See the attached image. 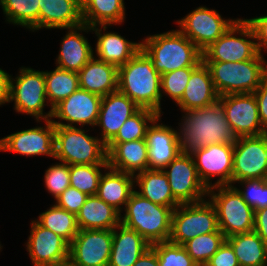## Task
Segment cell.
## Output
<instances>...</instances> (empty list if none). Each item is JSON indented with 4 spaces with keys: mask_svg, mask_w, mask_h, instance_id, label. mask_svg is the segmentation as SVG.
I'll use <instances>...</instances> for the list:
<instances>
[{
    "mask_svg": "<svg viewBox=\"0 0 267 266\" xmlns=\"http://www.w3.org/2000/svg\"><path fill=\"white\" fill-rule=\"evenodd\" d=\"M178 123L181 153L192 154L211 144H234L237 140L219 101L183 112Z\"/></svg>",
    "mask_w": 267,
    "mask_h": 266,
    "instance_id": "cell-1",
    "label": "cell"
},
{
    "mask_svg": "<svg viewBox=\"0 0 267 266\" xmlns=\"http://www.w3.org/2000/svg\"><path fill=\"white\" fill-rule=\"evenodd\" d=\"M118 91L140 108L163 115L161 107V74L152 60L140 49L129 61L118 67Z\"/></svg>",
    "mask_w": 267,
    "mask_h": 266,
    "instance_id": "cell-2",
    "label": "cell"
},
{
    "mask_svg": "<svg viewBox=\"0 0 267 266\" xmlns=\"http://www.w3.org/2000/svg\"><path fill=\"white\" fill-rule=\"evenodd\" d=\"M141 41V49L161 75L185 67H197L202 62V51L179 29L147 35Z\"/></svg>",
    "mask_w": 267,
    "mask_h": 266,
    "instance_id": "cell-3",
    "label": "cell"
},
{
    "mask_svg": "<svg viewBox=\"0 0 267 266\" xmlns=\"http://www.w3.org/2000/svg\"><path fill=\"white\" fill-rule=\"evenodd\" d=\"M174 208L151 202L135 192L121 214V224L137 231L147 242H166L170 238Z\"/></svg>",
    "mask_w": 267,
    "mask_h": 266,
    "instance_id": "cell-4",
    "label": "cell"
},
{
    "mask_svg": "<svg viewBox=\"0 0 267 266\" xmlns=\"http://www.w3.org/2000/svg\"><path fill=\"white\" fill-rule=\"evenodd\" d=\"M219 96L253 93L267 77V60L261 54L240 62L203 61Z\"/></svg>",
    "mask_w": 267,
    "mask_h": 266,
    "instance_id": "cell-5",
    "label": "cell"
},
{
    "mask_svg": "<svg viewBox=\"0 0 267 266\" xmlns=\"http://www.w3.org/2000/svg\"><path fill=\"white\" fill-rule=\"evenodd\" d=\"M84 127L55 126V159L68 165L108 164L106 144Z\"/></svg>",
    "mask_w": 267,
    "mask_h": 266,
    "instance_id": "cell-6",
    "label": "cell"
},
{
    "mask_svg": "<svg viewBox=\"0 0 267 266\" xmlns=\"http://www.w3.org/2000/svg\"><path fill=\"white\" fill-rule=\"evenodd\" d=\"M10 76L9 103L18 114L34 117L36 123L51 119L53 108L48 105L44 71L29 67L19 68L18 75ZM45 106H49L47 113Z\"/></svg>",
    "mask_w": 267,
    "mask_h": 266,
    "instance_id": "cell-7",
    "label": "cell"
},
{
    "mask_svg": "<svg viewBox=\"0 0 267 266\" xmlns=\"http://www.w3.org/2000/svg\"><path fill=\"white\" fill-rule=\"evenodd\" d=\"M207 198L215 206L219 229L225 238L254 230L255 211L233 185L211 187Z\"/></svg>",
    "mask_w": 267,
    "mask_h": 266,
    "instance_id": "cell-8",
    "label": "cell"
},
{
    "mask_svg": "<svg viewBox=\"0 0 267 266\" xmlns=\"http://www.w3.org/2000/svg\"><path fill=\"white\" fill-rule=\"evenodd\" d=\"M222 232L215 206L207 198L201 202L180 204L172 214L169 242L184 245L201 234Z\"/></svg>",
    "mask_w": 267,
    "mask_h": 266,
    "instance_id": "cell-9",
    "label": "cell"
},
{
    "mask_svg": "<svg viewBox=\"0 0 267 266\" xmlns=\"http://www.w3.org/2000/svg\"><path fill=\"white\" fill-rule=\"evenodd\" d=\"M258 54L253 29L239 18L221 37L202 51V61L240 62Z\"/></svg>",
    "mask_w": 267,
    "mask_h": 266,
    "instance_id": "cell-10",
    "label": "cell"
},
{
    "mask_svg": "<svg viewBox=\"0 0 267 266\" xmlns=\"http://www.w3.org/2000/svg\"><path fill=\"white\" fill-rule=\"evenodd\" d=\"M238 19L223 18L215 9L200 6L176 22L179 30L203 51L221 37Z\"/></svg>",
    "mask_w": 267,
    "mask_h": 266,
    "instance_id": "cell-11",
    "label": "cell"
},
{
    "mask_svg": "<svg viewBox=\"0 0 267 266\" xmlns=\"http://www.w3.org/2000/svg\"><path fill=\"white\" fill-rule=\"evenodd\" d=\"M267 174V133L239 137L233 144L232 185L250 179H265Z\"/></svg>",
    "mask_w": 267,
    "mask_h": 266,
    "instance_id": "cell-12",
    "label": "cell"
},
{
    "mask_svg": "<svg viewBox=\"0 0 267 266\" xmlns=\"http://www.w3.org/2000/svg\"><path fill=\"white\" fill-rule=\"evenodd\" d=\"M113 229H80L69 244L72 266H108Z\"/></svg>",
    "mask_w": 267,
    "mask_h": 266,
    "instance_id": "cell-13",
    "label": "cell"
},
{
    "mask_svg": "<svg viewBox=\"0 0 267 266\" xmlns=\"http://www.w3.org/2000/svg\"><path fill=\"white\" fill-rule=\"evenodd\" d=\"M163 171L167 175L174 198L180 204L207 199L208 188L199 178L191 154L180 153Z\"/></svg>",
    "mask_w": 267,
    "mask_h": 266,
    "instance_id": "cell-14",
    "label": "cell"
},
{
    "mask_svg": "<svg viewBox=\"0 0 267 266\" xmlns=\"http://www.w3.org/2000/svg\"><path fill=\"white\" fill-rule=\"evenodd\" d=\"M102 97L78 88L53 107L51 121L55 126H96ZM53 118L58 119L57 121ZM64 121V122H63Z\"/></svg>",
    "mask_w": 267,
    "mask_h": 266,
    "instance_id": "cell-15",
    "label": "cell"
},
{
    "mask_svg": "<svg viewBox=\"0 0 267 266\" xmlns=\"http://www.w3.org/2000/svg\"><path fill=\"white\" fill-rule=\"evenodd\" d=\"M45 126L21 130L0 139V151L15 152L22 156H48L55 159V125L51 119Z\"/></svg>",
    "mask_w": 267,
    "mask_h": 266,
    "instance_id": "cell-16",
    "label": "cell"
},
{
    "mask_svg": "<svg viewBox=\"0 0 267 266\" xmlns=\"http://www.w3.org/2000/svg\"><path fill=\"white\" fill-rule=\"evenodd\" d=\"M218 101L237 138L267 133L261 125L258 105L253 93L222 95L219 96Z\"/></svg>",
    "mask_w": 267,
    "mask_h": 266,
    "instance_id": "cell-17",
    "label": "cell"
},
{
    "mask_svg": "<svg viewBox=\"0 0 267 266\" xmlns=\"http://www.w3.org/2000/svg\"><path fill=\"white\" fill-rule=\"evenodd\" d=\"M199 178L209 189L232 185L233 144H211L191 154ZM218 179L212 183V178Z\"/></svg>",
    "mask_w": 267,
    "mask_h": 266,
    "instance_id": "cell-18",
    "label": "cell"
},
{
    "mask_svg": "<svg viewBox=\"0 0 267 266\" xmlns=\"http://www.w3.org/2000/svg\"><path fill=\"white\" fill-rule=\"evenodd\" d=\"M31 230L25 244L34 266L58 265L68 261L69 243L60 235L31 220Z\"/></svg>",
    "mask_w": 267,
    "mask_h": 266,
    "instance_id": "cell-19",
    "label": "cell"
},
{
    "mask_svg": "<svg viewBox=\"0 0 267 266\" xmlns=\"http://www.w3.org/2000/svg\"><path fill=\"white\" fill-rule=\"evenodd\" d=\"M161 117L158 115L146 130L148 169L163 170L181 153L179 128L160 123Z\"/></svg>",
    "mask_w": 267,
    "mask_h": 266,
    "instance_id": "cell-20",
    "label": "cell"
},
{
    "mask_svg": "<svg viewBox=\"0 0 267 266\" xmlns=\"http://www.w3.org/2000/svg\"><path fill=\"white\" fill-rule=\"evenodd\" d=\"M139 109L138 105L118 90L103 96L95 126L101 130L100 139L107 145L124 122Z\"/></svg>",
    "mask_w": 267,
    "mask_h": 266,
    "instance_id": "cell-21",
    "label": "cell"
},
{
    "mask_svg": "<svg viewBox=\"0 0 267 266\" xmlns=\"http://www.w3.org/2000/svg\"><path fill=\"white\" fill-rule=\"evenodd\" d=\"M111 26L96 25L91 27V33L97 36L94 57L120 67L141 49V42H132L117 32L106 31Z\"/></svg>",
    "mask_w": 267,
    "mask_h": 266,
    "instance_id": "cell-22",
    "label": "cell"
},
{
    "mask_svg": "<svg viewBox=\"0 0 267 266\" xmlns=\"http://www.w3.org/2000/svg\"><path fill=\"white\" fill-rule=\"evenodd\" d=\"M66 30L55 64L58 68L78 73L94 56V48L88 42V38L82 34L91 32V27L83 24Z\"/></svg>",
    "mask_w": 267,
    "mask_h": 266,
    "instance_id": "cell-23",
    "label": "cell"
},
{
    "mask_svg": "<svg viewBox=\"0 0 267 266\" xmlns=\"http://www.w3.org/2000/svg\"><path fill=\"white\" fill-rule=\"evenodd\" d=\"M110 168L135 176L148 169V147L145 139L109 142L106 145Z\"/></svg>",
    "mask_w": 267,
    "mask_h": 266,
    "instance_id": "cell-24",
    "label": "cell"
},
{
    "mask_svg": "<svg viewBox=\"0 0 267 266\" xmlns=\"http://www.w3.org/2000/svg\"><path fill=\"white\" fill-rule=\"evenodd\" d=\"M210 71L202 61L192 72L181 100L176 104L181 112L208 107L218 101Z\"/></svg>",
    "mask_w": 267,
    "mask_h": 266,
    "instance_id": "cell-25",
    "label": "cell"
},
{
    "mask_svg": "<svg viewBox=\"0 0 267 266\" xmlns=\"http://www.w3.org/2000/svg\"><path fill=\"white\" fill-rule=\"evenodd\" d=\"M39 7V30H62L84 24L78 0H39Z\"/></svg>",
    "mask_w": 267,
    "mask_h": 266,
    "instance_id": "cell-26",
    "label": "cell"
},
{
    "mask_svg": "<svg viewBox=\"0 0 267 266\" xmlns=\"http://www.w3.org/2000/svg\"><path fill=\"white\" fill-rule=\"evenodd\" d=\"M151 247L137 231L121 223L113 229V242L108 266H133Z\"/></svg>",
    "mask_w": 267,
    "mask_h": 266,
    "instance_id": "cell-27",
    "label": "cell"
},
{
    "mask_svg": "<svg viewBox=\"0 0 267 266\" xmlns=\"http://www.w3.org/2000/svg\"><path fill=\"white\" fill-rule=\"evenodd\" d=\"M79 88L101 97L118 90V67L92 57L78 72Z\"/></svg>",
    "mask_w": 267,
    "mask_h": 266,
    "instance_id": "cell-28",
    "label": "cell"
},
{
    "mask_svg": "<svg viewBox=\"0 0 267 266\" xmlns=\"http://www.w3.org/2000/svg\"><path fill=\"white\" fill-rule=\"evenodd\" d=\"M134 187V176L110 167L104 169L100 178L97 196L123 213Z\"/></svg>",
    "mask_w": 267,
    "mask_h": 266,
    "instance_id": "cell-29",
    "label": "cell"
},
{
    "mask_svg": "<svg viewBox=\"0 0 267 266\" xmlns=\"http://www.w3.org/2000/svg\"><path fill=\"white\" fill-rule=\"evenodd\" d=\"M76 218L79 229H114L121 223V213L97 195L87 197Z\"/></svg>",
    "mask_w": 267,
    "mask_h": 266,
    "instance_id": "cell-30",
    "label": "cell"
},
{
    "mask_svg": "<svg viewBox=\"0 0 267 266\" xmlns=\"http://www.w3.org/2000/svg\"><path fill=\"white\" fill-rule=\"evenodd\" d=\"M138 186L136 193L149 199L151 202L176 208L180 203L174 198L167 175L163 170L146 169L134 176V187Z\"/></svg>",
    "mask_w": 267,
    "mask_h": 266,
    "instance_id": "cell-31",
    "label": "cell"
},
{
    "mask_svg": "<svg viewBox=\"0 0 267 266\" xmlns=\"http://www.w3.org/2000/svg\"><path fill=\"white\" fill-rule=\"evenodd\" d=\"M240 266H267V245L253 230L226 238Z\"/></svg>",
    "mask_w": 267,
    "mask_h": 266,
    "instance_id": "cell-32",
    "label": "cell"
},
{
    "mask_svg": "<svg viewBox=\"0 0 267 266\" xmlns=\"http://www.w3.org/2000/svg\"><path fill=\"white\" fill-rule=\"evenodd\" d=\"M85 25H120L126 19L124 0H90L82 8Z\"/></svg>",
    "mask_w": 267,
    "mask_h": 266,
    "instance_id": "cell-33",
    "label": "cell"
},
{
    "mask_svg": "<svg viewBox=\"0 0 267 266\" xmlns=\"http://www.w3.org/2000/svg\"><path fill=\"white\" fill-rule=\"evenodd\" d=\"M0 6L5 22L33 32L39 30V0H0Z\"/></svg>",
    "mask_w": 267,
    "mask_h": 266,
    "instance_id": "cell-34",
    "label": "cell"
},
{
    "mask_svg": "<svg viewBox=\"0 0 267 266\" xmlns=\"http://www.w3.org/2000/svg\"><path fill=\"white\" fill-rule=\"evenodd\" d=\"M44 76L47 100L52 108L79 88V74L77 72L56 66L52 71H44Z\"/></svg>",
    "mask_w": 267,
    "mask_h": 266,
    "instance_id": "cell-35",
    "label": "cell"
},
{
    "mask_svg": "<svg viewBox=\"0 0 267 266\" xmlns=\"http://www.w3.org/2000/svg\"><path fill=\"white\" fill-rule=\"evenodd\" d=\"M35 220L41 226L60 235L69 244L80 230L76 215L58 207L56 204L51 205L45 212L39 214Z\"/></svg>",
    "mask_w": 267,
    "mask_h": 266,
    "instance_id": "cell-36",
    "label": "cell"
},
{
    "mask_svg": "<svg viewBox=\"0 0 267 266\" xmlns=\"http://www.w3.org/2000/svg\"><path fill=\"white\" fill-rule=\"evenodd\" d=\"M108 167V164L69 165L70 186L88 196L96 195L103 169Z\"/></svg>",
    "mask_w": 267,
    "mask_h": 266,
    "instance_id": "cell-37",
    "label": "cell"
},
{
    "mask_svg": "<svg viewBox=\"0 0 267 266\" xmlns=\"http://www.w3.org/2000/svg\"><path fill=\"white\" fill-rule=\"evenodd\" d=\"M225 240L223 232H212L192 238L183 247L197 265L206 264Z\"/></svg>",
    "mask_w": 267,
    "mask_h": 266,
    "instance_id": "cell-38",
    "label": "cell"
},
{
    "mask_svg": "<svg viewBox=\"0 0 267 266\" xmlns=\"http://www.w3.org/2000/svg\"><path fill=\"white\" fill-rule=\"evenodd\" d=\"M158 115L151 109L140 108L124 122L119 132L110 142H128L145 139L148 126Z\"/></svg>",
    "mask_w": 267,
    "mask_h": 266,
    "instance_id": "cell-39",
    "label": "cell"
},
{
    "mask_svg": "<svg viewBox=\"0 0 267 266\" xmlns=\"http://www.w3.org/2000/svg\"><path fill=\"white\" fill-rule=\"evenodd\" d=\"M155 250L159 266H197L182 245L169 241L151 244Z\"/></svg>",
    "mask_w": 267,
    "mask_h": 266,
    "instance_id": "cell-40",
    "label": "cell"
},
{
    "mask_svg": "<svg viewBox=\"0 0 267 266\" xmlns=\"http://www.w3.org/2000/svg\"><path fill=\"white\" fill-rule=\"evenodd\" d=\"M195 68L185 67L161 75V99L166 94L177 104L181 100L191 72Z\"/></svg>",
    "mask_w": 267,
    "mask_h": 266,
    "instance_id": "cell-41",
    "label": "cell"
},
{
    "mask_svg": "<svg viewBox=\"0 0 267 266\" xmlns=\"http://www.w3.org/2000/svg\"><path fill=\"white\" fill-rule=\"evenodd\" d=\"M239 188L233 185L241 194L248 205L256 210L267 207V182L265 179H250L235 182ZM240 186H242L240 188Z\"/></svg>",
    "mask_w": 267,
    "mask_h": 266,
    "instance_id": "cell-42",
    "label": "cell"
},
{
    "mask_svg": "<svg viewBox=\"0 0 267 266\" xmlns=\"http://www.w3.org/2000/svg\"><path fill=\"white\" fill-rule=\"evenodd\" d=\"M44 183L48 193L56 199L70 186L69 165L61 161L52 164L45 170Z\"/></svg>",
    "mask_w": 267,
    "mask_h": 266,
    "instance_id": "cell-43",
    "label": "cell"
},
{
    "mask_svg": "<svg viewBox=\"0 0 267 266\" xmlns=\"http://www.w3.org/2000/svg\"><path fill=\"white\" fill-rule=\"evenodd\" d=\"M87 197L88 195L85 193H82L78 189L69 186L60 196L55 199L54 203L58 207L76 215L85 203Z\"/></svg>",
    "mask_w": 267,
    "mask_h": 266,
    "instance_id": "cell-44",
    "label": "cell"
},
{
    "mask_svg": "<svg viewBox=\"0 0 267 266\" xmlns=\"http://www.w3.org/2000/svg\"><path fill=\"white\" fill-rule=\"evenodd\" d=\"M245 21L253 29L258 53L263 55V51H267V15L246 18Z\"/></svg>",
    "mask_w": 267,
    "mask_h": 266,
    "instance_id": "cell-45",
    "label": "cell"
},
{
    "mask_svg": "<svg viewBox=\"0 0 267 266\" xmlns=\"http://www.w3.org/2000/svg\"><path fill=\"white\" fill-rule=\"evenodd\" d=\"M209 266H240L231 245L225 240L209 259Z\"/></svg>",
    "mask_w": 267,
    "mask_h": 266,
    "instance_id": "cell-46",
    "label": "cell"
},
{
    "mask_svg": "<svg viewBox=\"0 0 267 266\" xmlns=\"http://www.w3.org/2000/svg\"><path fill=\"white\" fill-rule=\"evenodd\" d=\"M253 94L257 101L261 125L267 132V77L262 81L261 85L253 92Z\"/></svg>",
    "mask_w": 267,
    "mask_h": 266,
    "instance_id": "cell-47",
    "label": "cell"
},
{
    "mask_svg": "<svg viewBox=\"0 0 267 266\" xmlns=\"http://www.w3.org/2000/svg\"><path fill=\"white\" fill-rule=\"evenodd\" d=\"M254 231L267 245V207L255 211Z\"/></svg>",
    "mask_w": 267,
    "mask_h": 266,
    "instance_id": "cell-48",
    "label": "cell"
},
{
    "mask_svg": "<svg viewBox=\"0 0 267 266\" xmlns=\"http://www.w3.org/2000/svg\"><path fill=\"white\" fill-rule=\"evenodd\" d=\"M10 76L11 74L0 68V106L9 103Z\"/></svg>",
    "mask_w": 267,
    "mask_h": 266,
    "instance_id": "cell-49",
    "label": "cell"
},
{
    "mask_svg": "<svg viewBox=\"0 0 267 266\" xmlns=\"http://www.w3.org/2000/svg\"><path fill=\"white\" fill-rule=\"evenodd\" d=\"M133 266H159L155 250L152 247L147 249Z\"/></svg>",
    "mask_w": 267,
    "mask_h": 266,
    "instance_id": "cell-50",
    "label": "cell"
},
{
    "mask_svg": "<svg viewBox=\"0 0 267 266\" xmlns=\"http://www.w3.org/2000/svg\"><path fill=\"white\" fill-rule=\"evenodd\" d=\"M81 8H83L90 0H78Z\"/></svg>",
    "mask_w": 267,
    "mask_h": 266,
    "instance_id": "cell-51",
    "label": "cell"
},
{
    "mask_svg": "<svg viewBox=\"0 0 267 266\" xmlns=\"http://www.w3.org/2000/svg\"><path fill=\"white\" fill-rule=\"evenodd\" d=\"M50 266H72L68 261L62 264H58V265H50Z\"/></svg>",
    "mask_w": 267,
    "mask_h": 266,
    "instance_id": "cell-52",
    "label": "cell"
},
{
    "mask_svg": "<svg viewBox=\"0 0 267 266\" xmlns=\"http://www.w3.org/2000/svg\"><path fill=\"white\" fill-rule=\"evenodd\" d=\"M197 266H209V265L206 263V264H199Z\"/></svg>",
    "mask_w": 267,
    "mask_h": 266,
    "instance_id": "cell-53",
    "label": "cell"
}]
</instances>
